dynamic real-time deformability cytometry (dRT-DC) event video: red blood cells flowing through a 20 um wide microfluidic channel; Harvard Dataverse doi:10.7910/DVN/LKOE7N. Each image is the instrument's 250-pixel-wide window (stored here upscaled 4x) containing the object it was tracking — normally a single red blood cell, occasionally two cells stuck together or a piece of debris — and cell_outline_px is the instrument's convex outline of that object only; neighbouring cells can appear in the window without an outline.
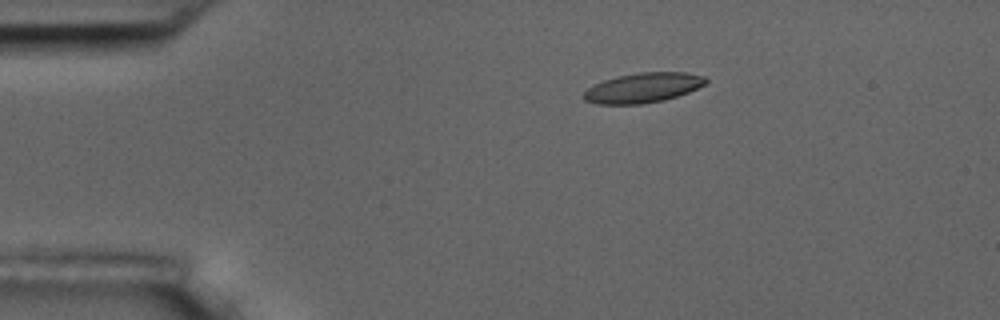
{"species": "common noctule bat (a hibernating species)", "species_latin": "Nyctalus noctula", "temperature_condition": "room temperature", "stored_images_in_passage": 4, "camera_frame_rate_fps": 3000, "um_per_image_px": 0.085, "animal": {"sex": "male", "body_mass_g": 17.5, "forearm_length_mm": 52.3}, "frame": {"image": 1, "passage_image": 3, "time_ms": 2.333, "image_size_px": [1000, 320], "cell_outline_px": [[708, 80], [704, 84], [688, 92], [664, 100], [640, 104], [596, 104], [584, 100], [584, 92], [592, 84], [616, 76], [640, 72], [684, 72], [704, 76]], "centroid_in_image_um": [54.62, 7.45], "position_along_channel_um": 30.4, "area_um2": 21.15}}